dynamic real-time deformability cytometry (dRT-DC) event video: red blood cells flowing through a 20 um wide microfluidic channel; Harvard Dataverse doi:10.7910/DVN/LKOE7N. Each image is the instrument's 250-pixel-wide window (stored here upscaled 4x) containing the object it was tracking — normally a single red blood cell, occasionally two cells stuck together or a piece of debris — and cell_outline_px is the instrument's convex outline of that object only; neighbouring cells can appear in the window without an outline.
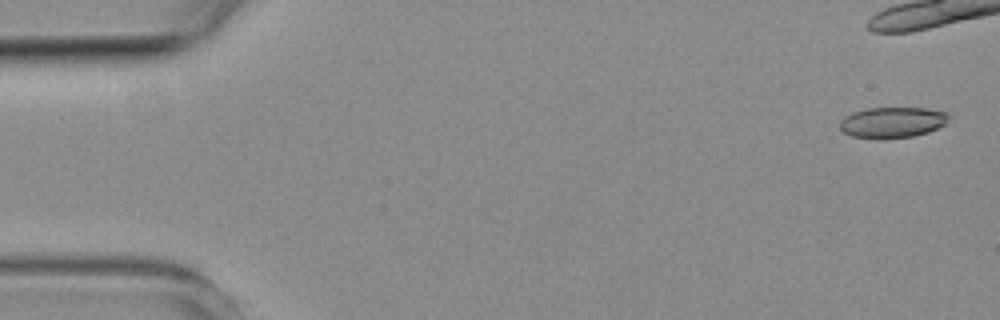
{"species": "common noctule bat (a hibernating species)", "species_latin": "Nyctalus noctula", "temperature_condition": "room temperature", "stored_images_in_passage": 9, "camera_frame_rate_fps": 3000, "um_per_image_px": 0.085, "animal": {"sex": "female", "body_mass_g": 19.3, "forearm_length_mm": 54.1}, "frame": {"image": 1, "passage_image": 1, "time_ms": 0.0, "image_size_px": [1000, 320], "cell_outline_px": [[948, 116], [944, 124], [928, 132], [912, 136], [880, 140], [852, 136], [844, 132], [840, 128], [840, 120], [844, 116], [852, 112], [868, 108], [928, 108], [948, 112]], "centroid_in_image_um": [75.81, 10.41], "position_along_channel_um": 9.2, "area_um2": 19.65}}